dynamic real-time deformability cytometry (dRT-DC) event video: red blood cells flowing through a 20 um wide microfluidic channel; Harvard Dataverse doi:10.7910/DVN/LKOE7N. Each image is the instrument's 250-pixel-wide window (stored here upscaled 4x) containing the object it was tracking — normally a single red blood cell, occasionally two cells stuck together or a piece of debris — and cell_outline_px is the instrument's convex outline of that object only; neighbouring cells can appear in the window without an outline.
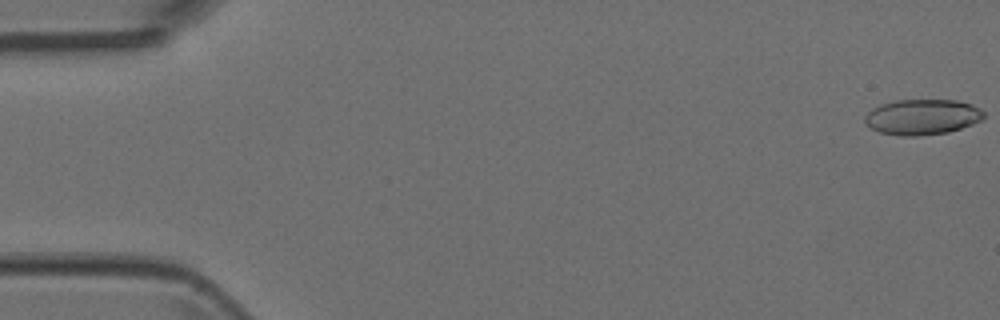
{"species": "Egyptian fruit bat (a non-hibernating species)", "species_latin": "Rousettus aegyptiacus", "temperature_condition": "room temperature", "stored_images_in_passage": 5, "camera_frame_rate_fps": 3000, "um_per_image_px": 0.085, "animal": {"sex": "female"}, "frame": {"image": 1, "passage_image": 1, "time_ms": 0.0, "image_size_px": [1000, 320], "cell_outline_px": [[984, 116], [980, 120], [972, 124], [948, 132], [916, 136], [900, 136], [880, 132], [864, 124], [864, 116], [872, 108], [880, 104], [896, 100], [956, 100], [972, 104], [980, 108], [984, 112]], "centroid_in_image_um": [78.36, 9.93], "position_along_channel_um": 6.6, "area_um2": 24.68}}
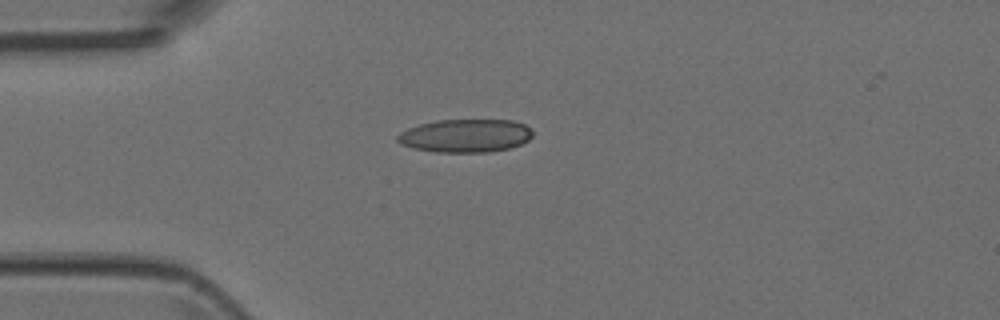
{"frame": {"image": 2, "passage_image": 5, "time_ms": 1.333, "image_size_px": [1000, 320], "cell_outline_px": [[532, 136], [528, 140], [520, 144], [508, 148], [488, 152], [436, 152], [416, 148], [400, 144], [396, 140], [396, 136], [400, 132], [408, 128], [420, 124], [436, 120], [512, 120], [524, 124], [532, 132]], "centroid_in_image_um": [39.53, 11.53], "position_along_channel_um": 45.5, "area_um2": 26.01}}